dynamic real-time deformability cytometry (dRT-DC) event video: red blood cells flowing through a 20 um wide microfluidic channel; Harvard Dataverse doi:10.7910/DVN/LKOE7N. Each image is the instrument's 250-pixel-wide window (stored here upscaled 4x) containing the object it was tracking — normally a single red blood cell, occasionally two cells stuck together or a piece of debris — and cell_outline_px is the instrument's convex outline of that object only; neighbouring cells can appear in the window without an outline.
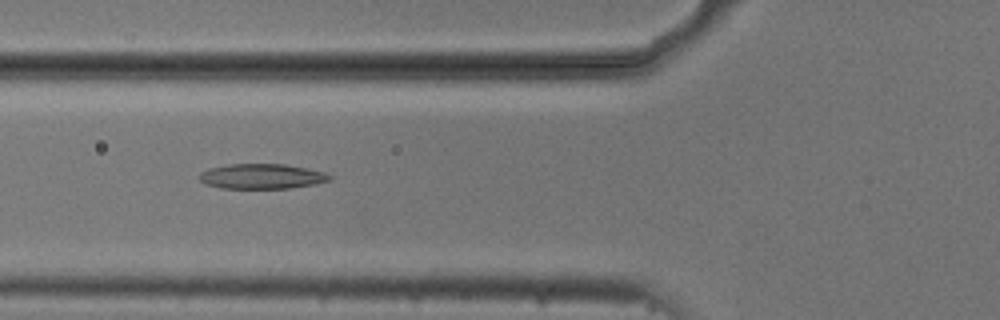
{"species": "common noctule bat (a hibernating species)", "species_latin": "Nyctalus noctula", "temperature_condition": "cold", "stored_images_in_passage": 38, "camera_frame_rate_fps": 3000, "um_per_image_px": 0.085, "animal": {"sex": "male", "body_mass_g": 20.5, "forearm_length_mm": 52.5}, "frame": {"image": 1, "passage_image": 4, "time_ms": 1.0, "image_size_px": [1000, 320], "cell_outline_px": [[332, 180], [316, 184], [288, 188], [220, 188], [204, 184], [200, 180], [200, 172], [208, 168], [228, 164], [284, 164], [324, 172], [332, 176]], "centroid_in_image_um": [22.23, 14.99], "position_along_channel_um": 103.6, "area_um2": 19.02}}
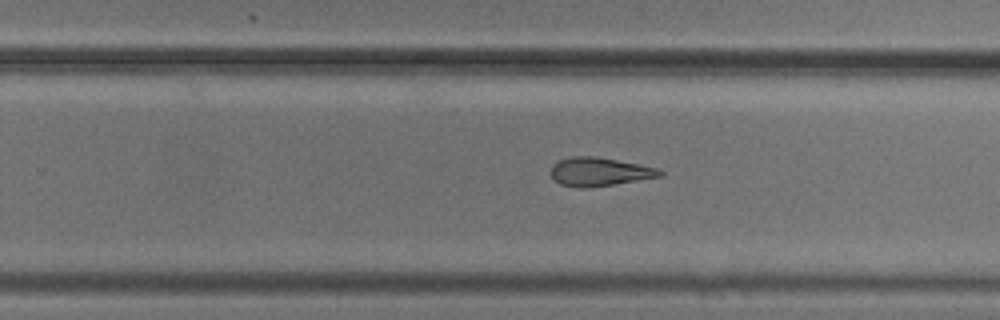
{"frame": {"image": 2, "passage_image": 18, "time_ms": 5.667, "image_size_px": [1000, 320], "cell_outline_px": [[664, 172], [660, 176], [588, 188], [576, 188], [560, 184], [552, 176], [552, 164], [560, 160], [572, 156], [596, 156], [660, 168]], "centroid_in_image_um": [50.94, 14.59], "position_along_channel_um": 278.9, "area_um2": 17.98}}
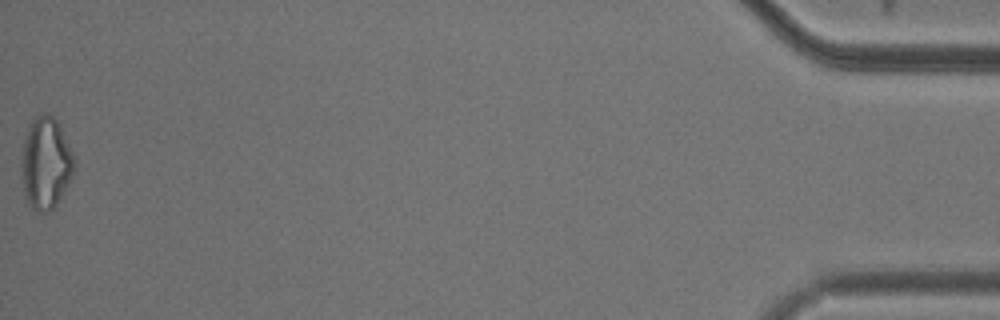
{"frame": {"image": 3, "passage_image": 38, "time_ms": 12.333, "image_size_px": [1000, 320], "cell_outline_px": [[76, 168], [72, 176], [56, 204], [48, 212], [36, 212], [28, 204], [24, 192], [20, 168], [24, 140], [28, 124], [32, 116], [44, 112], [52, 116], [56, 120], [76, 160]], "centroid_in_image_um": [3.87, 13.85], "position_along_channel_um": 431.3, "area_um2": 28.44}, "authors_computed_cell_mechanics": {"area_um2": 18.9584, "velocity_mm_per_s": 3.7504, "shape_relaxation_time_tau1_ms": 7.8528, "shape_relaxation_time_tau2_ms": 3.5345, "deformation_change_tau1": 0.1872, "deformation_change_tau2": 0.13}}